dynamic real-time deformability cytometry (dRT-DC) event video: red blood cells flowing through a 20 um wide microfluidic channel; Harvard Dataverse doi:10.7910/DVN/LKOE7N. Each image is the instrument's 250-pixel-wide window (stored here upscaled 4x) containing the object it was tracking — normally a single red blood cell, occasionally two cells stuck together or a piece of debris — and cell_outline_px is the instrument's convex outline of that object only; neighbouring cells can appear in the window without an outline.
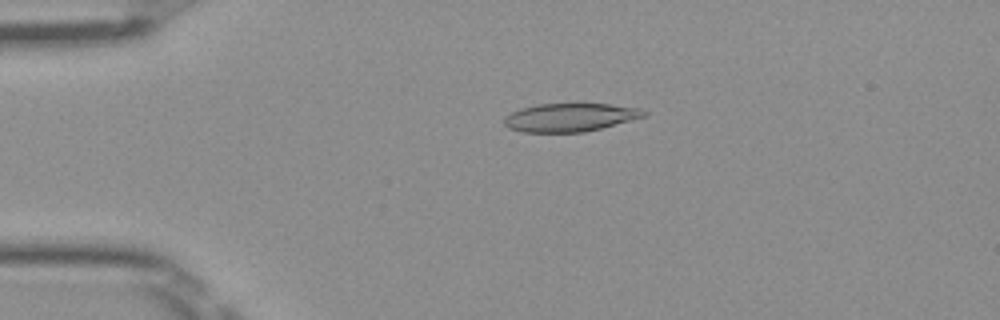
{"species": "Egyptian fruit bat (a non-hibernating species)", "species_latin": "Rousettus aegyptiacus", "temperature_condition": "room temperature", "stored_images_in_passage": 50, "camera_frame_rate_fps": 3000, "um_per_image_px": 0.085, "frame": {"image": 1, "passage_image": 11, "time_ms": 3.333, "image_size_px": [1000, 320], "cell_outline_px": [[648, 112], [644, 116], [600, 128], [584, 132], [520, 132], [508, 128], [504, 124], [504, 116], [520, 108], [536, 104], [608, 104], [640, 108]], "centroid_in_image_um": [48.39, 9.98], "position_along_channel_um": 36.6, "area_um2": 22.89}}
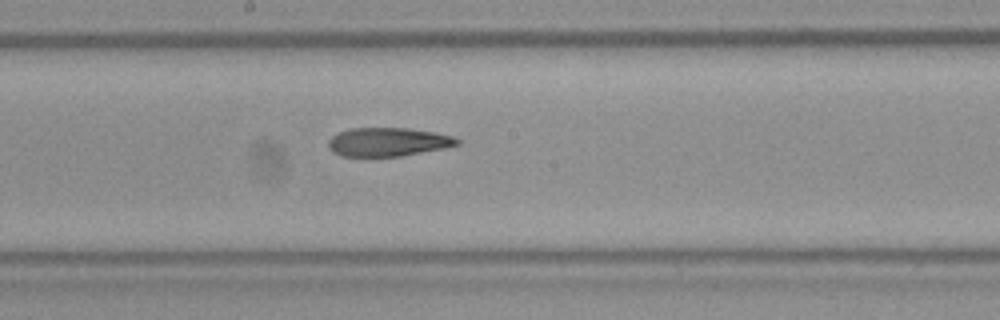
{"frame": {"image": 2, "passage_image": 27, "time_ms": 8.667, "image_size_px": [1000, 320], "cell_outline_px": [[460, 144], [444, 148], [400, 156], [340, 156], [332, 152], [328, 148], [328, 140], [332, 136], [340, 132], [352, 128], [408, 128], [432, 132], [452, 136], [460, 140]], "centroid_in_image_um": [32.95, 12.07], "position_along_channel_um": 215.3, "area_um2": 21.39}}
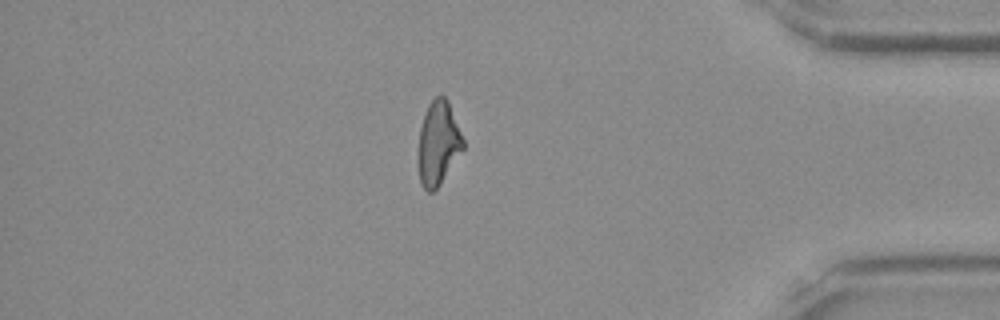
{"frame": {"image": 3, "passage_image": 43, "time_ms": 14.0, "image_size_px": [1000, 320], "cell_outline_px": [[464, 148], [440, 184], [432, 192], [428, 192], [424, 188], [420, 180], [416, 160], [416, 156], [420, 128], [428, 104], [440, 92], [448, 100], [464, 140]], "centroid_in_image_um": [37.22, 12.16], "position_along_channel_um": 398.0, "area_um2": 22.2}, "authors_computed_cell_mechanics": {"area_um2": 22.9755, "velocity_mm_per_s": 4.0415, "shape_relaxation_time_tau1_ms": null, "shape_relaxation_time_tau2_ms": 6.865, "deformation_change_tau1": null, "deformation_change_tau2": 0.1967}}